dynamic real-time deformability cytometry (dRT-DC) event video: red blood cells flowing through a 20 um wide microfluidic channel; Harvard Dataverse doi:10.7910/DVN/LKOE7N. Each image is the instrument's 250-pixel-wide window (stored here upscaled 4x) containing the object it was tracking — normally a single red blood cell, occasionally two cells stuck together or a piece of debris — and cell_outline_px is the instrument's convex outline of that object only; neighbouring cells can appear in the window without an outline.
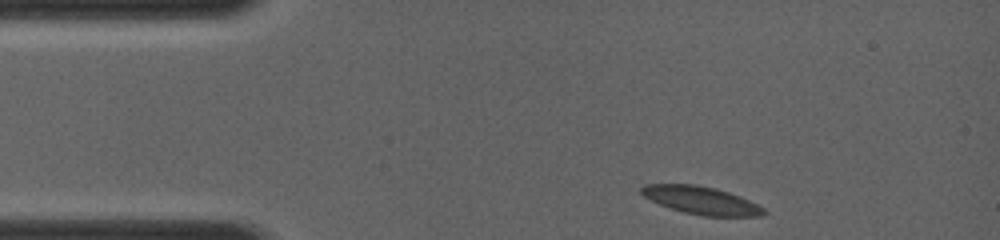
{"species": "common noctule bat (a hibernating species)", "species_latin": "Nyctalus noctula", "temperature_condition": "room temperature", "stored_images_in_passage": 3, "camera_frame_rate_fps": 4000, "um_per_image_px": 0.085, "animal": {"sex": "female", "body_mass_g": 19.0, "forearm_length_mm": 56.7}, "frame": {"image": 1, "passage_image": 1, "time_ms": 0.0, "image_size_px": [1000, 240], "cell_outline_px": [[768, 212], [760, 216], [704, 216], [684, 212], [660, 204], [644, 196], [640, 192], [640, 188], [644, 184], [696, 184], [716, 188], [740, 196], [764, 208]], "centroid_in_image_um": [59.61, 17.02], "position_along_channel_um": 25.4, "area_um2": 19.71}}